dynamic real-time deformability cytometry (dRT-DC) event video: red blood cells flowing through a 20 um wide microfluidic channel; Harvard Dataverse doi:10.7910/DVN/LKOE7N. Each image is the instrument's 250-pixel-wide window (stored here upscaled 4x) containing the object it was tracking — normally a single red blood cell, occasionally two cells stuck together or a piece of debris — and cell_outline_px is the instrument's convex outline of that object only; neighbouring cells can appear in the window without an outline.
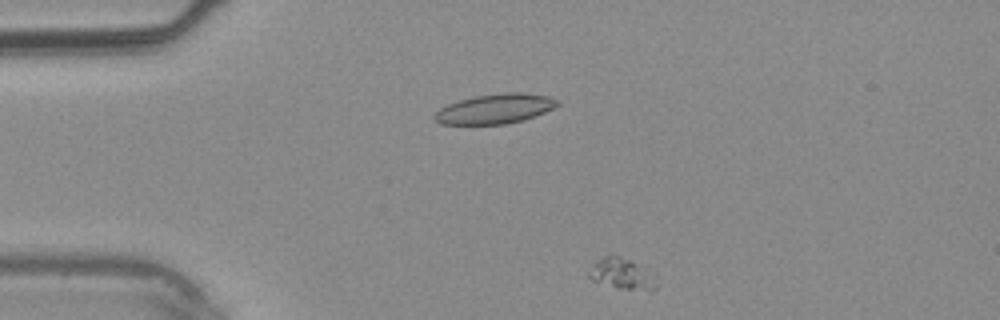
{"species": "common noctule bat (a hibernating species)", "species_latin": "Nyctalus noctula", "temperature_condition": "warm", "stored_images_in_passage": 32, "camera_frame_rate_fps": 3000, "um_per_image_px": 0.085, "animal": {"sex": "male", "body_mass_g": 20.4}, "frame": {"image": 1, "passage_image": 1, "time_ms": 0.0, "image_size_px": [1000, 320], "cell_outline_px": [[656, 288], [652, 292], [616, 288], [592, 280], [588, 276], [588, 272], [592, 264], [596, 260], [604, 256], [616, 256], [632, 260], [644, 268], [656, 284]], "centroid_in_image_um": [52.81, 23.3], "position_along_channel_um": 32.2, "area_um2": 12.02}}
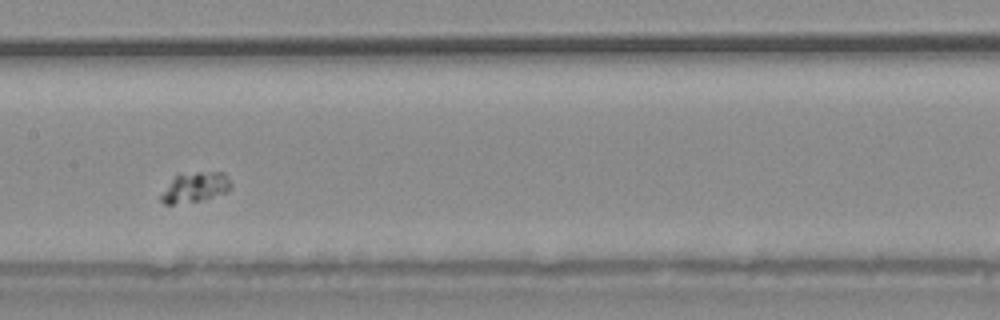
{"frame": {"image": 2, "passage_image": 13, "time_ms": 4.0, "image_size_px": [1000, 320], "cell_outline_px": [[232, 188], [228, 192], [200, 200], [172, 204], [164, 204], [160, 200], [160, 196], [172, 180], [180, 172], [224, 172], [232, 184]], "centroid_in_image_um": [16.62, 15.9], "position_along_channel_um": 190.8, "area_um2": 12.2}}
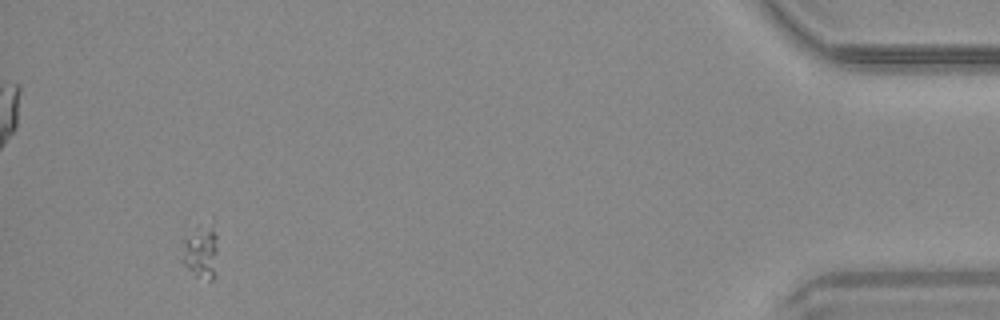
{"frame": {"image": 3, "passage_image": 30, "time_ms": 9.667, "image_size_px": [1000, 320], "cell_outline_px": [[216, 252], [212, 280], [208, 280], [196, 276], [180, 260], [184, 236], [200, 224], [212, 216], [216, 236]], "centroid_in_image_um": [17.04, 21.24], "position_along_channel_um": 418.2, "area_um2": 11.5}}